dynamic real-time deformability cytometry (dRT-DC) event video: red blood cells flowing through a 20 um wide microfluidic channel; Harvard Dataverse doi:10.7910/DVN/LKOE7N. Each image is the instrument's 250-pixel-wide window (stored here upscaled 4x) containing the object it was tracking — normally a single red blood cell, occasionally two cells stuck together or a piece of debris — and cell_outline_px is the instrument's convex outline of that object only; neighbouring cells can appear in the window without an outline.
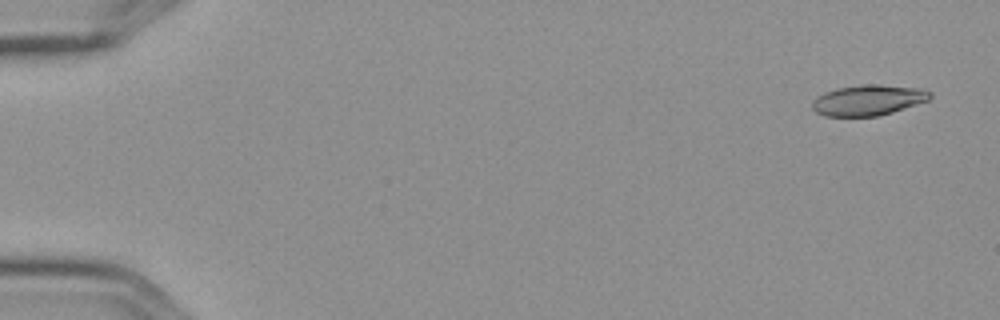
{"species": "Egyptian fruit bat (a non-hibernating species)", "species_latin": "Rousettus aegyptiacus", "temperature_condition": "cold", "stored_images_in_passage": 6, "segment_of_instrument_passage": [1, 2], "camera_frame_rate_fps": 3000, "um_per_image_px": 0.085, "frame": {"image": 1, "passage_image": 1, "time_ms": 0.0, "image_size_px": [1000, 320], "cell_outline_px": [[932, 96], [928, 100], [892, 112], [876, 116], [824, 116], [816, 112], [812, 108], [812, 100], [816, 96], [824, 92], [840, 88], [860, 84], [880, 84], [924, 88], [932, 92]], "centroid_in_image_um": [73.8, 8.5], "position_along_channel_um": 11.2, "area_um2": 21.15}}
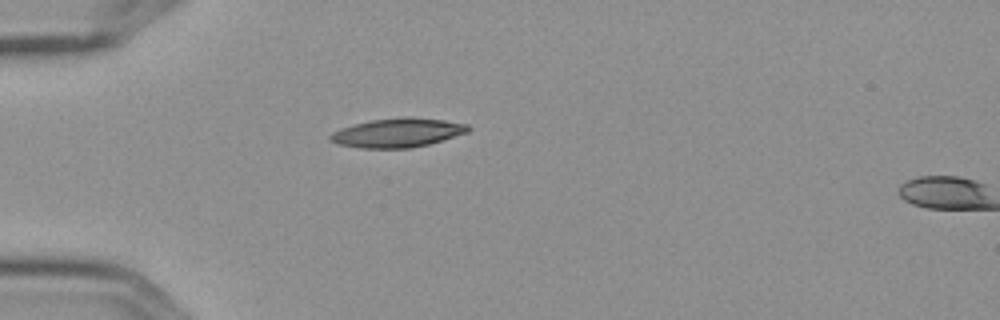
{"frame": {"image": 2, "passage_image": 5, "time_ms": 1.333, "image_size_px": [1000, 320], "cell_outline_px": [[472, 128], [468, 132], [428, 144], [412, 148], [360, 148], [336, 144], [328, 140], [328, 136], [332, 132], [340, 128], [372, 120], [404, 116], [412, 116], [444, 120], [468, 124]], "centroid_in_image_um": [33.78, 11.28], "position_along_channel_um": 51.2, "area_um2": 23.52}}